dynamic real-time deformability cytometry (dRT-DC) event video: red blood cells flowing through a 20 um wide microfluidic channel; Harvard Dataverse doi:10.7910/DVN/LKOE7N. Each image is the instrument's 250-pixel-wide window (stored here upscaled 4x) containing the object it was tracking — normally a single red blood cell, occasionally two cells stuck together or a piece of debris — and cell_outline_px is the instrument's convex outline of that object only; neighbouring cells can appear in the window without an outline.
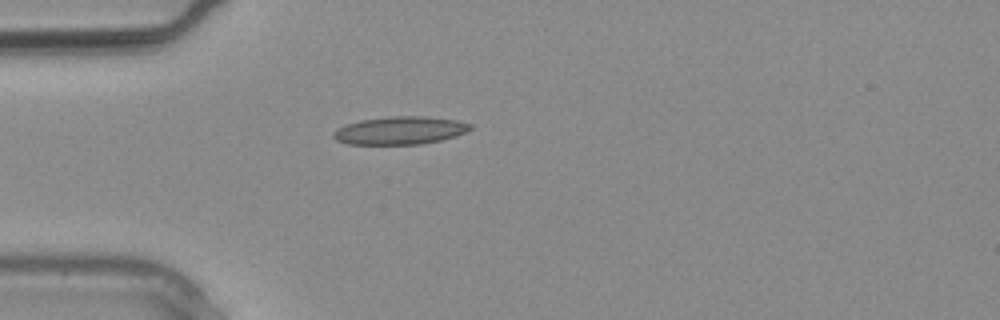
{"species": "common noctule bat (a hibernating species)", "species_latin": "Nyctalus noctula", "temperature_condition": "warm", "stored_images_in_passage": 1, "camera_frame_rate_fps": 3000, "um_per_image_px": 0.085, "animal": {"sex": "male", "body_mass_g": 20.4}, "frame": {"image": 1, "passage_image": 1, "time_ms": 0.0, "image_size_px": [1000, 320], "cell_outline_px": [[472, 128], [464, 132], [440, 140], [420, 144], [348, 144], [336, 140], [332, 136], [332, 132], [348, 124], [360, 120], [388, 116], [424, 116], [456, 120], [472, 124]], "centroid_in_image_um": [33.98, 11.08], "position_along_channel_um": 51.0, "area_um2": 22.02}}